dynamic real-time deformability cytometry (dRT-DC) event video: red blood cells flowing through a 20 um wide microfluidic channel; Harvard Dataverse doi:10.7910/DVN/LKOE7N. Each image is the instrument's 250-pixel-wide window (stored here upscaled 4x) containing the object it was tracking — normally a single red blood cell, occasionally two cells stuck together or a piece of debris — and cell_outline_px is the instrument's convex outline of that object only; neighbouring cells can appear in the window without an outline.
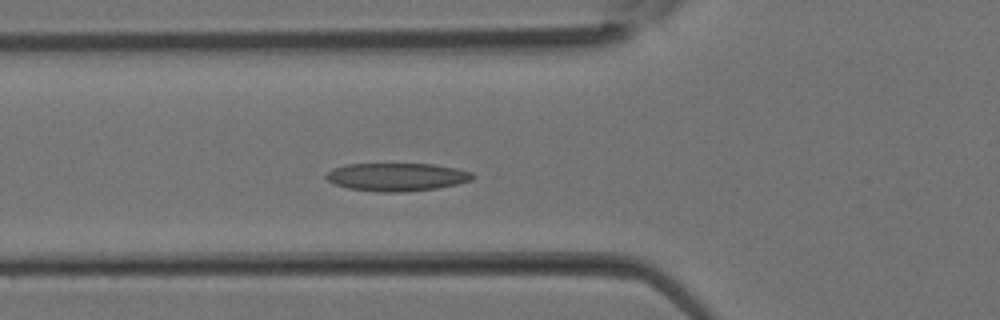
{"species": "Egyptian fruit bat (a non-hibernating species)", "species_latin": "Rousettus aegyptiacus", "temperature_condition": "room temperature", "stored_images_in_passage": 18, "camera_frame_rate_fps": 3000, "um_per_image_px": 0.085, "animal": {"sex": "female"}, "frame": {"image": 1, "passage_image": 8, "time_ms": 2.333, "image_size_px": [1000, 320], "cell_outline_px": [[476, 176], [472, 180], [456, 184], [436, 188], [404, 192], [380, 192], [348, 188], [332, 184], [324, 176], [332, 168], [348, 164], [432, 164], [456, 168], [472, 172]], "centroid_in_image_um": [33.71, 15.04], "position_along_channel_um": 92.1, "area_um2": 23.99}}
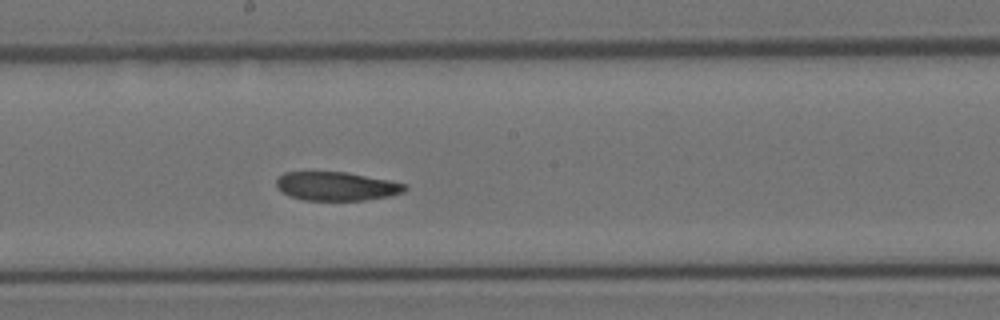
{"frame": {"image": 2, "passage_image": 14, "time_ms": 4.333, "image_size_px": [1000, 320], "cell_outline_px": [[408, 188], [404, 192], [392, 196], [364, 200], [304, 200], [292, 196], [284, 192], [276, 184], [276, 180], [284, 172], [308, 168], [348, 172], [408, 184]], "centroid_in_image_um": [28.59, 15.77], "position_along_channel_um": 219.6, "area_um2": 22.37}}
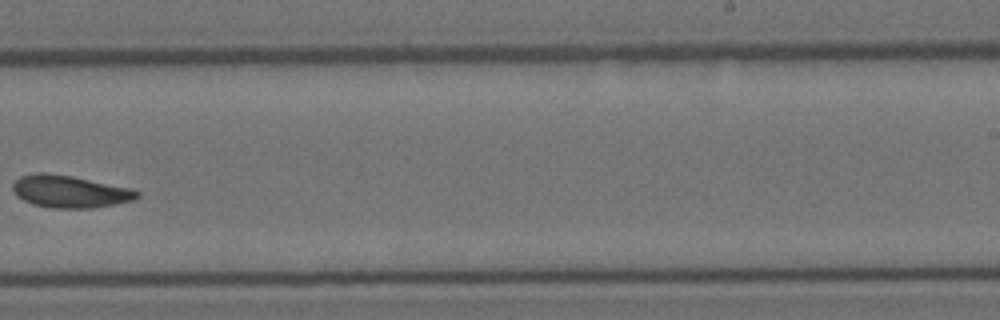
{"frame": {"image": 3, "passage_image": 17, "time_ms": 5.333, "image_size_px": [1000, 320], "cell_outline_px": [[140, 196], [132, 200], [116, 204], [92, 208], [52, 208], [32, 204], [16, 196], [12, 188], [12, 184], [20, 176], [32, 172], [44, 172], [72, 176], [132, 188], [140, 192]], "centroid_in_image_um": [5.92, 16.27], "position_along_channel_um": 283.1, "area_um2": 23.58}}